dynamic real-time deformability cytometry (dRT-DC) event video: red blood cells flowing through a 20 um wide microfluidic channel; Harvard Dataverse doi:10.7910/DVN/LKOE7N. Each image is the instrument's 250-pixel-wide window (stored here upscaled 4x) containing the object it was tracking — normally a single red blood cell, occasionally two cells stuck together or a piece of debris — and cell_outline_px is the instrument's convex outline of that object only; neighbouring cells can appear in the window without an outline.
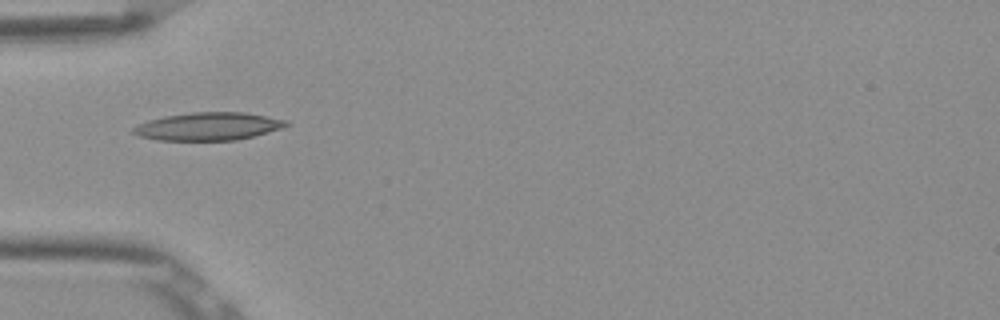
{"species": "Egyptian fruit bat (a non-hibernating species)", "species_latin": "Rousettus aegyptiacus", "temperature_condition": "room temperature", "stored_images_in_passage": 5, "camera_frame_rate_fps": 3000, "um_per_image_px": 0.085, "frame": {"image": 1, "passage_image": 5, "time_ms": 1.333, "image_size_px": [1000, 320], "cell_outline_px": [[292, 124], [280, 128], [252, 136], [236, 140], [156, 140], [140, 136], [132, 132], [132, 128], [136, 124], [148, 120], [164, 116], [192, 112], [244, 112], [288, 120]], "centroid_in_image_um": [17.68, 10.73], "position_along_channel_um": 67.3, "area_um2": 24.8}}